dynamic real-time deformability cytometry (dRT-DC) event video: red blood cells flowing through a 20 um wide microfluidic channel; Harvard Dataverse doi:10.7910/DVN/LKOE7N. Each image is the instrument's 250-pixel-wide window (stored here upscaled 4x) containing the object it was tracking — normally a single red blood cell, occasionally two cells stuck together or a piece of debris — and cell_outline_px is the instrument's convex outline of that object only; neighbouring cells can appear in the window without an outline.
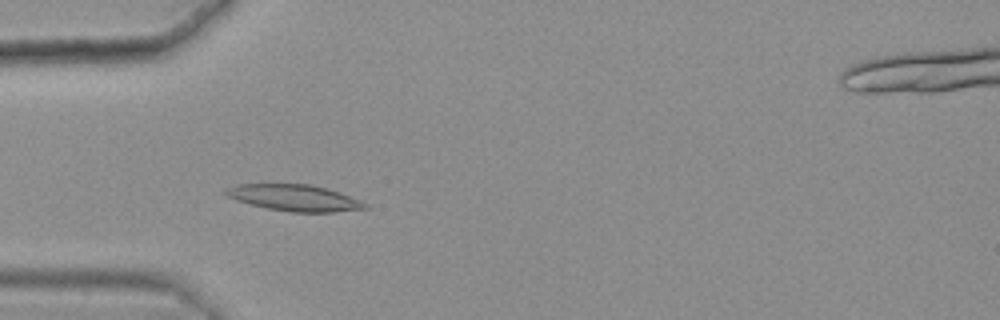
{"species": "common noctule bat (a hibernating species)", "species_latin": "Nyctalus noctula", "temperature_condition": "warm", "stored_images_in_passage": 46, "camera_frame_rate_fps": 3000, "um_per_image_px": 0.085, "animal": {"sex": "female", "body_mass_g": 25.1}, "frame": {"image": 1, "passage_image": 16, "time_ms": 5.0, "image_size_px": [1000, 320], "cell_outline_px": [[368, 208], [336, 212], [292, 212], [268, 208], [236, 200], [220, 192], [228, 188], [240, 184], [312, 184], [360, 200], [368, 204]], "centroid_in_image_um": [25.02, 16.81], "position_along_channel_um": 60.0, "area_um2": 21.1}}
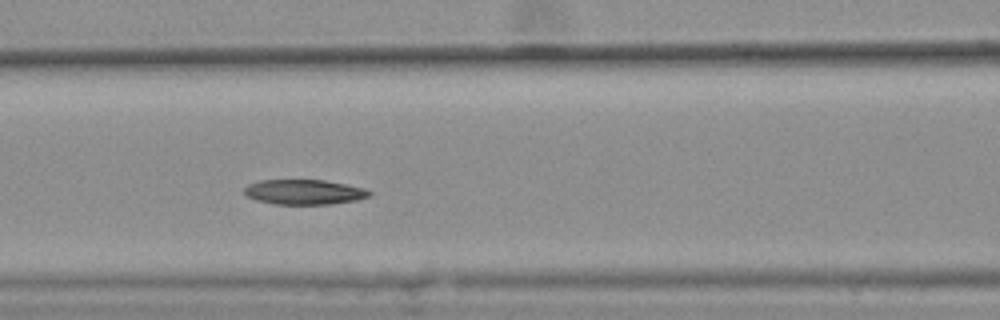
{"frame": {"image": 2, "passage_image": 23, "time_ms": 7.333, "image_size_px": [1000, 320], "cell_outline_px": [[372, 192], [368, 196], [356, 200], [332, 204], [276, 204], [256, 200], [248, 196], [244, 192], [244, 188], [248, 184], [260, 180], [324, 180], [364, 188]], "centroid_in_image_um": [25.83, 16.32], "position_along_channel_um": 140.8, "area_um2": 18.03}}
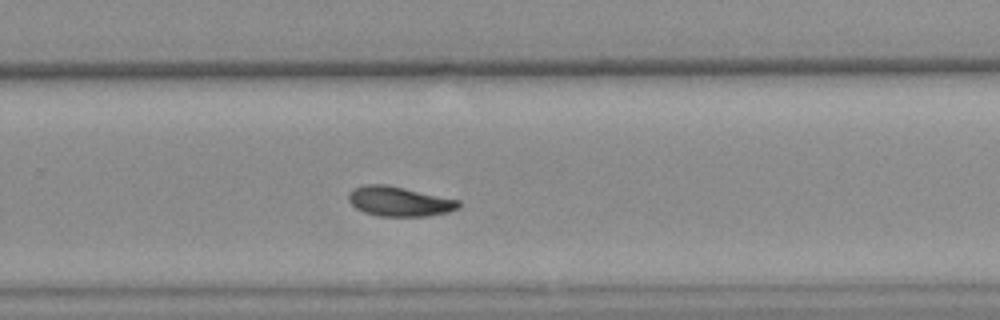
{"frame": {"image": 3, "passage_image": 36, "time_ms": 11.667, "image_size_px": [1000, 320], "cell_outline_px": [[460, 208], [448, 212], [424, 216], [376, 216], [364, 212], [356, 208], [348, 200], [348, 192], [364, 184], [388, 184], [460, 200]], "centroid_in_image_um": [33.94, 17.11], "position_along_channel_um": 295.9, "area_um2": 19.19}, "authors_computed_cell_mechanics": {"area_um2": 19.4208, "velocity_mm_per_s": 3.5872, "shape_relaxation_time_tau1_ms": 5.2558, "shape_relaxation_time_tau2_ms": 10.8231, "deformation_change_tau1": 0.1362, "deformation_change_tau2": 0.1449}}